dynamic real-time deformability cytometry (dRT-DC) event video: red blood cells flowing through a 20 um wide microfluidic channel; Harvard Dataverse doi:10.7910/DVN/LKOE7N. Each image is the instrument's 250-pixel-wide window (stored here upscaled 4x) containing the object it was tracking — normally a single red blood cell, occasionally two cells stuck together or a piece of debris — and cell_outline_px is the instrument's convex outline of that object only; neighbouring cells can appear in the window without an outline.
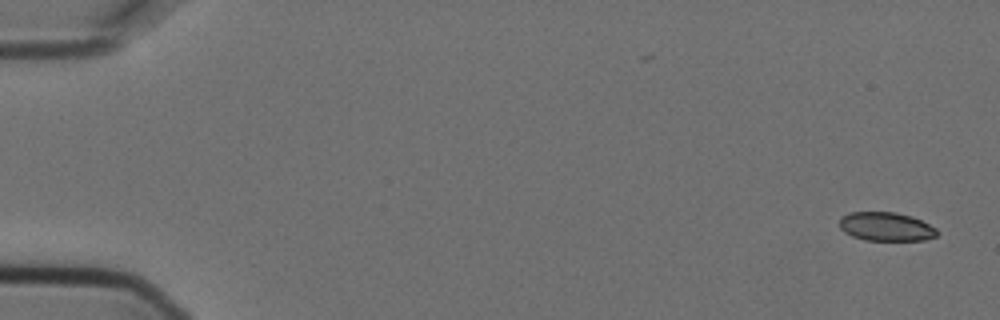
{"species": "Egyptian fruit bat (a non-hibernating species)", "species_latin": "Rousettus aegyptiacus", "temperature_condition": "cold", "stored_images_in_passage": 3, "camera_frame_rate_fps": 3000, "um_per_image_px": 0.085, "animal": {"sex": "female"}, "frame": {"image": 1, "passage_image": 1, "time_ms": 0.0, "image_size_px": [1000, 320], "cell_outline_px": [[940, 232], [936, 236], [924, 240], [864, 240], [852, 236], [844, 232], [840, 228], [840, 216], [848, 212], [896, 212], [912, 216], [936, 228]], "centroid_in_image_um": [75.3, 19.26], "position_along_channel_um": 9.7, "area_um2": 16.47}}